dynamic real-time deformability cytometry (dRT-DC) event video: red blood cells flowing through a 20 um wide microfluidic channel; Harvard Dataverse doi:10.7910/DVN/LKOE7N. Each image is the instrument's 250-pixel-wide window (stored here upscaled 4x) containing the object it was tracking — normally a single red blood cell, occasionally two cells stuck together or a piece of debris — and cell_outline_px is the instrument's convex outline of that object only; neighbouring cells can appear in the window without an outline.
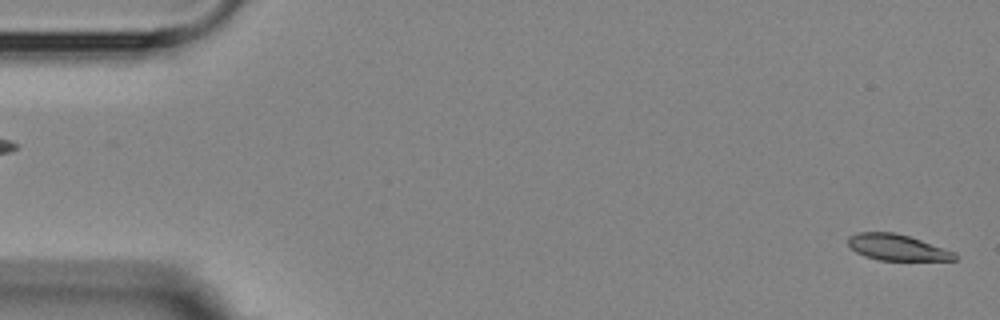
{"species": "Egyptian fruit bat (a non-hibernating species)", "species_latin": "Rousettus aegyptiacus", "temperature_condition": "room temperature", "stored_images_in_passage": 6, "segment_of_instrument_passage": [2, 2], "camera_frame_rate_fps": 3000, "um_per_image_px": 0.085, "animal": {"sex": "female"}, "frame": {"image": 1, "passage_image": 6, "time_ms": 5.667, "image_size_px": [1000, 320], "cell_outline_px": [[956, 260], [880, 260], [864, 256], [856, 252], [848, 244], [848, 236], [856, 232], [896, 232], [956, 252]], "centroid_in_image_um": [76.23, 21.02], "position_along_channel_um": 8.8, "area_um2": 16.13}}